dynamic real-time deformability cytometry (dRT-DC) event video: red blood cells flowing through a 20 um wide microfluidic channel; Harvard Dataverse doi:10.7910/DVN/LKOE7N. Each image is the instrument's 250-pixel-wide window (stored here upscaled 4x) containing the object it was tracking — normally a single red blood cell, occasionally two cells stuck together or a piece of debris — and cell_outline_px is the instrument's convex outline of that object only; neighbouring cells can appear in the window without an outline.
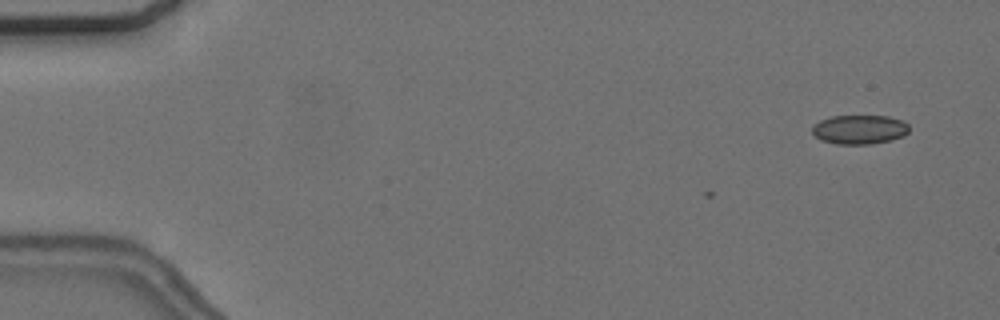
{"species": "common noctule bat (a hibernating species)", "species_latin": "Nyctalus noctula", "temperature_condition": "cold", "stored_images_in_passage": 2, "camera_frame_rate_fps": 3000, "um_per_image_px": 0.085, "animal": {"sex": "female", "body_mass_g": 24.6, "forearm_length_mm": 56.2}, "frame": {"image": 1, "passage_image": 2, "time_ms": 0.333, "image_size_px": [1000, 320], "cell_outline_px": [[908, 132], [904, 136], [872, 144], [836, 144], [820, 140], [812, 132], [812, 124], [820, 120], [832, 116], [888, 116], [904, 120], [908, 124]], "centroid_in_image_um": [73.04, 11.0], "position_along_channel_um": 12.0, "area_um2": 16.59}}